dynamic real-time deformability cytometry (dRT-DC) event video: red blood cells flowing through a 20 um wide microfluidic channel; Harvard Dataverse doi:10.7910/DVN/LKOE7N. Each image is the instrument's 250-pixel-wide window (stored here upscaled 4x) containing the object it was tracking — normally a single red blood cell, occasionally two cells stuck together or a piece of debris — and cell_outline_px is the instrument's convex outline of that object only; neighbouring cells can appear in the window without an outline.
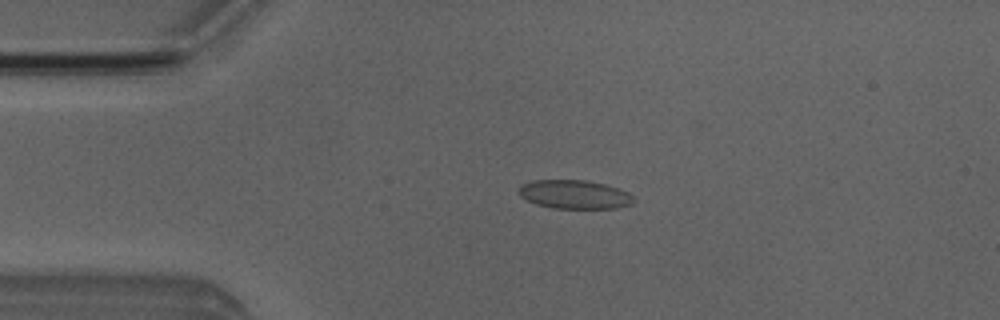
{"species": "Egyptian fruit bat (a non-hibernating species)", "species_latin": "Rousettus aegyptiacus", "temperature_condition": "room temperature", "stored_images_in_passage": 6, "camera_frame_rate_fps": 3000, "um_per_image_px": 0.085, "animal": {"sex": "male"}, "frame": {"image": 1, "passage_image": 4, "time_ms": 3.333, "image_size_px": [1000, 320], "cell_outline_px": [[636, 200], [632, 204], [616, 208], [552, 208], [536, 204], [520, 196], [520, 184], [532, 180], [584, 180], [604, 184], [628, 192]], "centroid_in_image_um": [48.83, 16.53], "position_along_channel_um": 36.2, "area_um2": 19.13}}